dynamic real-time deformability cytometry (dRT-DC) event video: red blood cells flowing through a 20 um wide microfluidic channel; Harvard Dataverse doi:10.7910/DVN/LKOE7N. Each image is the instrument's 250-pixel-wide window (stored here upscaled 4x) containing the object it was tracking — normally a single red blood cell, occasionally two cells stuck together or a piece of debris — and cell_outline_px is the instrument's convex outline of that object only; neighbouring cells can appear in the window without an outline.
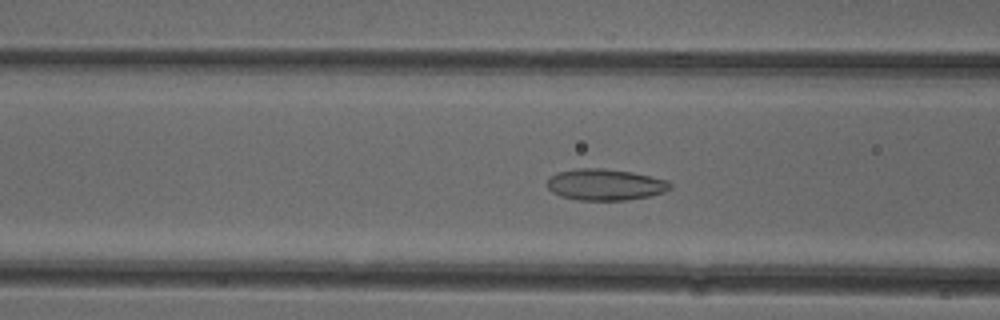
{"species": "common noctule bat (a hibernating species)", "species_latin": "Nyctalus noctula", "temperature_condition": "cold", "stored_images_in_passage": 41, "camera_frame_rate_fps": 3000, "um_per_image_px": 0.085, "animal": {"sex": "female"}, "frame": {"image": 1, "passage_image": 20, "time_ms": 6.333, "image_size_px": [1000, 320], "cell_outline_px": [[672, 188], [664, 192], [652, 196], [624, 200], [576, 200], [560, 196], [552, 192], [548, 188], [548, 176], [556, 172], [576, 168], [604, 168], [632, 172], [668, 180], [672, 184]], "centroid_in_image_um": [51.44, 15.69], "position_along_channel_um": 115.2, "area_um2": 22.77}}
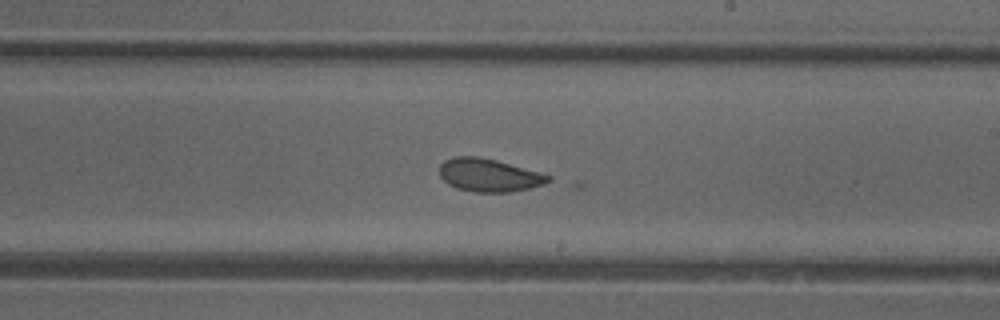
{"frame": {"image": 2, "passage_image": 30, "time_ms": 9.667, "image_size_px": [1000, 320], "cell_outline_px": [[552, 180], [544, 184], [528, 188], [508, 192], [476, 192], [456, 188], [448, 184], [440, 176], [440, 164], [444, 160], [456, 156], [480, 156], [496, 160], [552, 176]], "centroid_in_image_um": [41.54, 14.88], "position_along_channel_um": 247.5, "area_um2": 20.81}}
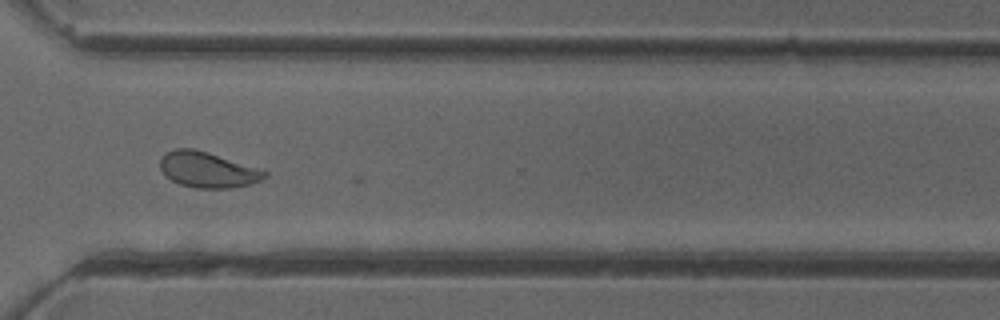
{"frame": {"image": 3, "passage_image": 38, "time_ms": 12.333, "image_size_px": [1000, 320], "cell_outline_px": [[268, 176], [260, 180], [248, 184], [228, 188], [196, 188], [180, 184], [164, 176], [160, 168], [160, 156], [164, 152], [176, 148], [192, 148], [208, 152], [268, 172]], "centroid_in_image_um": [17.57, 14.42], "position_along_channel_um": 353.0, "area_um2": 21.56}}